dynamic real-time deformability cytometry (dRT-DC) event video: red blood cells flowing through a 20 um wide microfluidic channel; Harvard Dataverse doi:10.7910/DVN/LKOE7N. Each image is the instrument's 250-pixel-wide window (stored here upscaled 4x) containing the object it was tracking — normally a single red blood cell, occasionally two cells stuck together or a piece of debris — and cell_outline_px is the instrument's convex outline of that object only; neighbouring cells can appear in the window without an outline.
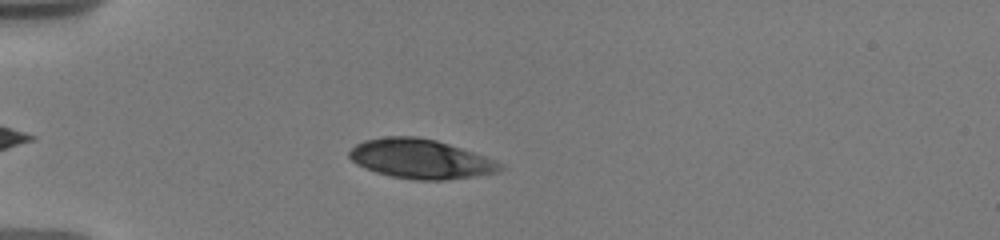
{"species": "human", "species_latin": "Homo sapiens", "temperature_condition": "warm", "stored_images_in_passage": 5, "camera_frame_rate_fps": 3000, "um_per_image_px": 0.085, "donor": {"sex": "male"}, "frame": {"image": 1, "passage_image": 1, "time_ms": 0.0, "image_size_px": [1000, 240], "cell_outline_px": [[504, 168], [496, 172], [472, 176], [444, 180], [412, 180], [392, 176], [376, 172], [364, 168], [356, 164], [348, 156], [348, 152], [356, 144], [364, 140], [384, 136], [416, 136], [436, 140], [484, 156], [504, 164]], "centroid_in_image_um": [35.7, 13.5], "position_along_channel_um": 49.3, "area_um2": 34.51}}